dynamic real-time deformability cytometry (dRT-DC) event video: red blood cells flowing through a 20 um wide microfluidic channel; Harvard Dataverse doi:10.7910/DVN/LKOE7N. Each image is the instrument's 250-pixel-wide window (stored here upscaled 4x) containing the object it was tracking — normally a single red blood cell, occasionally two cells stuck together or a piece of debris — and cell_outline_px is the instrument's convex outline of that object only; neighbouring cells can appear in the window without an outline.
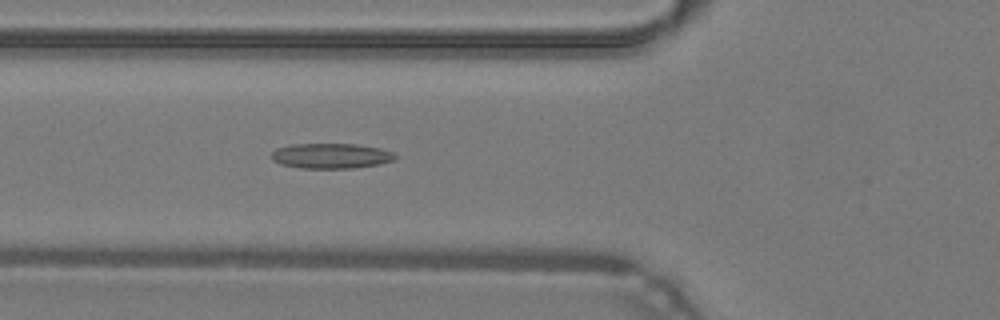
{"species": "common noctule bat (a hibernating species)", "species_latin": "Nyctalus noctula", "temperature_condition": "warm", "stored_images_in_passage": 48, "camera_frame_rate_fps": 3000, "um_per_image_px": 0.085, "animal": {"sex": "male", "body_mass_g": 19.2, "forearm_length_mm": 51.8}, "frame": {"image": 1, "passage_image": 17, "time_ms": 5.333, "image_size_px": [1000, 320], "cell_outline_px": [[396, 160], [380, 164], [352, 168], [300, 168], [280, 164], [272, 160], [272, 152], [276, 148], [292, 144], [356, 144], [380, 148], [392, 152], [396, 156]], "centroid_in_image_um": [28.14, 13.25], "position_along_channel_um": 97.7, "area_um2": 18.21}}
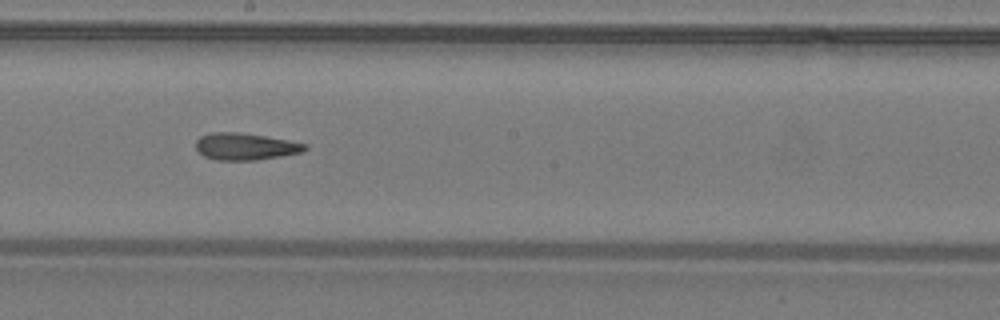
{"frame": {"image": 2, "passage_image": 26, "time_ms": 8.333, "image_size_px": [1000, 320], "cell_outline_px": [[308, 148], [300, 152], [280, 156], [256, 160], [216, 160], [204, 156], [196, 148], [196, 140], [200, 136], [212, 132], [240, 132], [288, 140], [308, 144]], "centroid_in_image_um": [20.84, 12.45], "position_along_channel_um": 227.4, "area_um2": 17.05}}
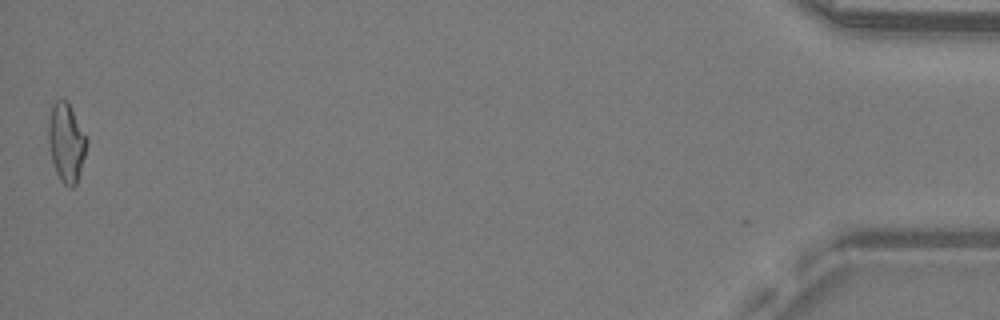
{"frame": {"image": 3, "passage_image": 47, "time_ms": 15.333, "image_size_px": [1000, 320], "cell_outline_px": [[88, 140], [84, 156], [76, 184], [72, 188], [68, 188], [60, 180], [56, 172], [52, 160], [48, 140], [48, 120], [52, 104], [56, 100], [68, 100]], "centroid_in_image_um": [5.62, 12.09], "position_along_channel_um": 429.6, "area_um2": 17.57}}